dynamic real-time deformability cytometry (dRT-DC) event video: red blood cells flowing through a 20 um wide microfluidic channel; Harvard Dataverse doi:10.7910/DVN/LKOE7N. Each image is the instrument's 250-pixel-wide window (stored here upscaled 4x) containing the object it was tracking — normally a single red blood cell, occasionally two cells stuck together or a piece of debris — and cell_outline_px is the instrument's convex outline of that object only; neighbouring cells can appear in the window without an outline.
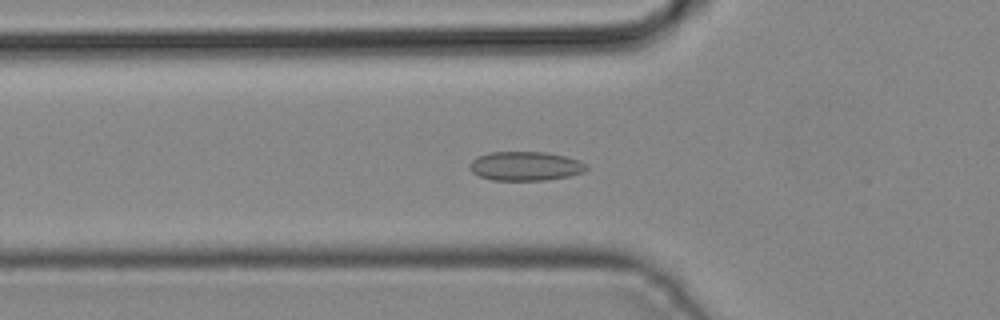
{"species": "common noctule bat (a hibernating species)", "species_latin": "Nyctalus noctula", "temperature_condition": "cold", "stored_images_in_passage": 43, "camera_frame_rate_fps": 3000, "um_per_image_px": 0.085, "animal": {"sex": "male", "body_mass_g": 19.2, "forearm_length_mm": 51.8}, "frame": {"image": 1, "passage_image": 14, "time_ms": 4.333, "image_size_px": [1000, 320], "cell_outline_px": [[588, 168], [584, 172], [568, 176], [544, 180], [492, 180], [480, 176], [472, 172], [468, 168], [468, 164], [476, 156], [488, 152], [544, 152], [564, 156], [580, 160], [588, 164]], "centroid_in_image_um": [44.64, 14.11], "position_along_channel_um": 81.2, "area_um2": 19.94}}
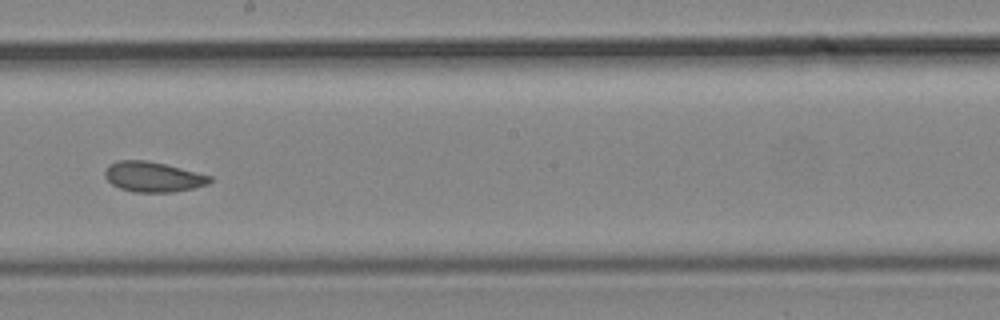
{"frame": {"image": 2, "passage_image": 24, "time_ms": 7.667, "image_size_px": [1000, 320], "cell_outline_px": [[212, 180], [208, 184], [192, 188], [172, 192], [132, 192], [120, 188], [112, 184], [104, 176], [104, 172], [108, 164], [116, 160], [144, 160], [164, 164], [212, 176]], "centroid_in_image_um": [12.97, 15.03], "position_along_channel_um": 235.2, "area_um2": 18.38}}
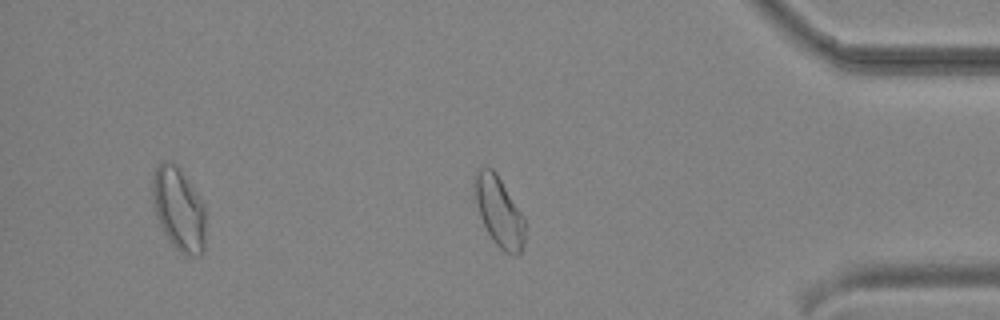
{"frame": {"image": 3, "passage_image": 36, "time_ms": 11.667, "image_size_px": [1000, 320], "cell_outline_px": [[524, 244], [520, 252], [516, 256], [504, 252], [492, 240], [480, 216], [476, 200], [476, 172], [480, 168], [492, 168], [496, 172], [524, 216]], "centroid_in_image_um": [42.46, 18.02], "position_along_channel_um": 392.7, "area_um2": 20.0}}